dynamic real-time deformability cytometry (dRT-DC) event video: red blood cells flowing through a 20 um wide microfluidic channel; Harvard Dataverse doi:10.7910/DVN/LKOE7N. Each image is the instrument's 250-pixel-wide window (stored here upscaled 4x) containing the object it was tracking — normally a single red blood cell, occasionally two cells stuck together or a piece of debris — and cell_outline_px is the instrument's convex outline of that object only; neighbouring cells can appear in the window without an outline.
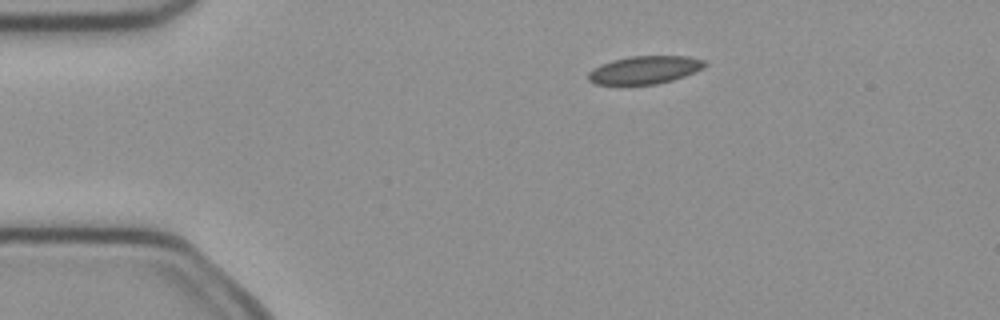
{"species": "common noctule bat (a hibernating species)", "species_latin": "Nyctalus noctula", "temperature_condition": "cold", "stored_images_in_passage": 4, "camera_frame_rate_fps": 3000, "um_per_image_px": 0.085, "animal": {"sex": "female", "body_mass_g": 21.9}, "frame": {"image": 1, "passage_image": 1, "time_ms": 0.0, "image_size_px": [1000, 320], "cell_outline_px": [[708, 64], [704, 68], [696, 72], [672, 80], [656, 84], [596, 84], [588, 80], [588, 72], [592, 68], [600, 64], [612, 60], [628, 56], [688, 56], [704, 60]], "centroid_in_image_um": [54.81, 5.93], "position_along_channel_um": 30.2, "area_um2": 19.07}}
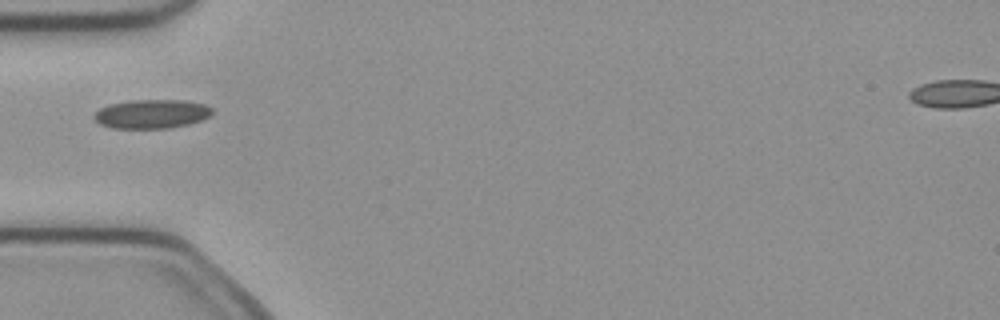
{"frame": {"image": 2, "passage_image": 3, "time_ms": 0.667, "image_size_px": [1000, 320], "cell_outline_px": [[212, 112], [208, 116], [200, 120], [188, 124], [168, 128], [112, 128], [100, 124], [92, 116], [100, 108], [108, 104], [132, 100], [184, 100], [204, 104], [212, 108]], "centroid_in_image_um": [12.86, 9.68], "position_along_channel_um": 72.1, "area_um2": 19.83}}